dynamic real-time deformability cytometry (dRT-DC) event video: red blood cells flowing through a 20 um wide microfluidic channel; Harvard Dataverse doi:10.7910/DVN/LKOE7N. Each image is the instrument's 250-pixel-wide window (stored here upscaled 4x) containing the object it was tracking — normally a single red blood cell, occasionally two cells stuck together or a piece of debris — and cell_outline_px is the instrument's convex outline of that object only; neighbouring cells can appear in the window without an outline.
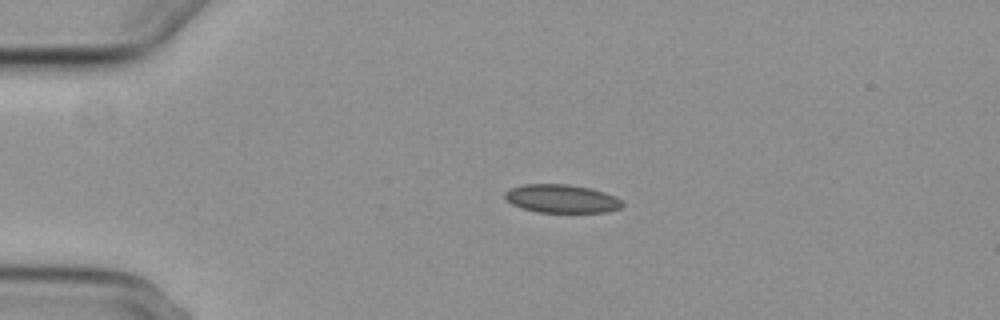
{"species": "common noctule bat (a hibernating species)", "species_latin": "Nyctalus noctula", "temperature_condition": "cold", "stored_images_in_passage": 44, "camera_frame_rate_fps": 3000, "um_per_image_px": 0.085, "animal": {"sex": "female", "body_mass_g": 29.2, "forearm_length_mm": 56.3}, "frame": {"image": 1, "passage_image": 1, "time_ms": 0.0, "image_size_px": [1000, 320], "cell_outline_px": [[624, 204], [620, 208], [604, 212], [536, 212], [520, 208], [512, 204], [504, 196], [504, 192], [512, 188], [524, 184], [568, 184], [588, 188], [604, 192], [620, 200]], "centroid_in_image_um": [47.7, 16.89], "position_along_channel_um": 37.3, "area_um2": 19.19}}
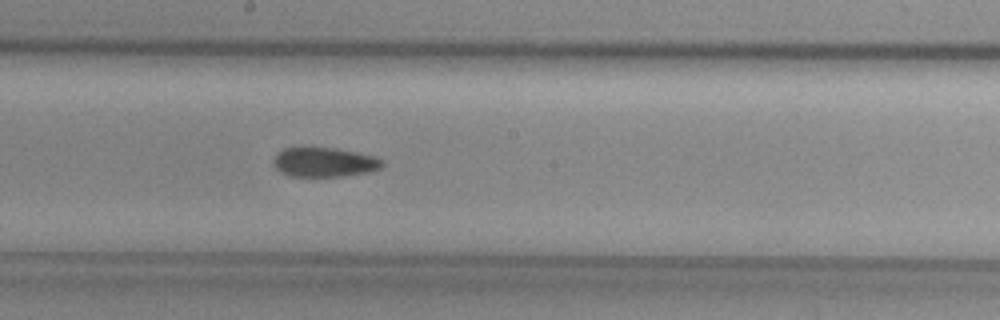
{"frame": {"image": 2, "passage_image": 19, "time_ms": 6.0, "image_size_px": [1000, 320], "cell_outline_px": [[384, 164], [380, 168], [368, 172], [344, 176], [288, 176], [280, 172], [276, 168], [272, 160], [284, 148], [332, 148], [356, 152], [372, 156], [380, 160]], "centroid_in_image_um": [27.54, 13.8], "position_along_channel_um": 220.7, "area_um2": 18.32}}
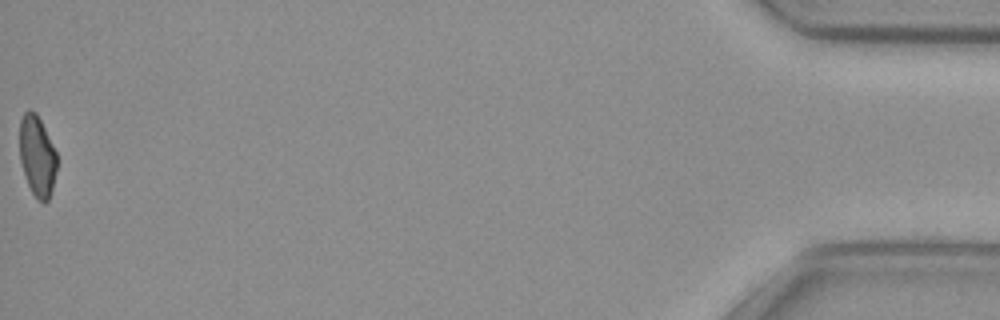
{"frame": {"image": 3, "passage_image": 44, "time_ms": 14.333, "image_size_px": [1000, 320], "cell_outline_px": [[56, 172], [52, 188], [48, 200], [44, 204], [36, 200], [28, 184], [20, 160], [20, 120], [24, 112], [28, 108], [36, 112], [56, 152]], "centroid_in_image_um": [3.15, 13.27], "position_along_channel_um": 432.0, "area_um2": 17.4}, "authors_computed_cell_mechanics": {"area_um2": 19.1029, "velocity_mm_per_s": 3.7358, "shape_relaxation_time_tau1_ms": null, "shape_relaxation_time_tau2_ms": 3.0481, "deformation_change_tau1": null, "deformation_change_tau2": 0.0758}}